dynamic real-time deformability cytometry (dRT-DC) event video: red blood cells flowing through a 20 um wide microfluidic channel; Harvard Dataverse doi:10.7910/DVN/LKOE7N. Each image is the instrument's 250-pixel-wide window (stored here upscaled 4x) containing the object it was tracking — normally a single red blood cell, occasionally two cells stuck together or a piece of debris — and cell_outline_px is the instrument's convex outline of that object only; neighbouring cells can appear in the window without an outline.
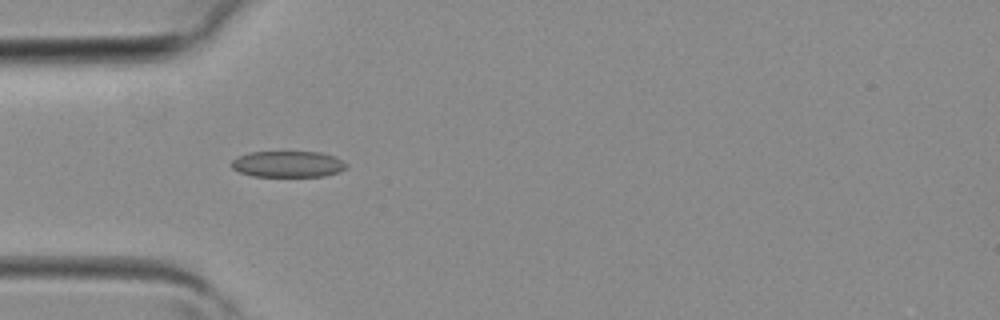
{"species": "common noctule bat (a hibernating species)", "species_latin": "Nyctalus noctula", "temperature_condition": "room temperature", "stored_images_in_passage": 2, "camera_frame_rate_fps": 3000, "um_per_image_px": 0.085, "animal": {"sex": "female", "body_mass_g": 19.3, "forearm_length_mm": 54.1}, "frame": {"image": 1, "passage_image": 2, "time_ms": 0.333, "image_size_px": [1000, 320], "cell_outline_px": [[348, 168], [324, 176], [252, 176], [240, 172], [232, 168], [232, 160], [236, 156], [248, 152], [320, 152], [336, 156], [348, 164]], "centroid_in_image_um": [24.48, 13.94], "position_along_channel_um": 60.5, "area_um2": 17.63}}